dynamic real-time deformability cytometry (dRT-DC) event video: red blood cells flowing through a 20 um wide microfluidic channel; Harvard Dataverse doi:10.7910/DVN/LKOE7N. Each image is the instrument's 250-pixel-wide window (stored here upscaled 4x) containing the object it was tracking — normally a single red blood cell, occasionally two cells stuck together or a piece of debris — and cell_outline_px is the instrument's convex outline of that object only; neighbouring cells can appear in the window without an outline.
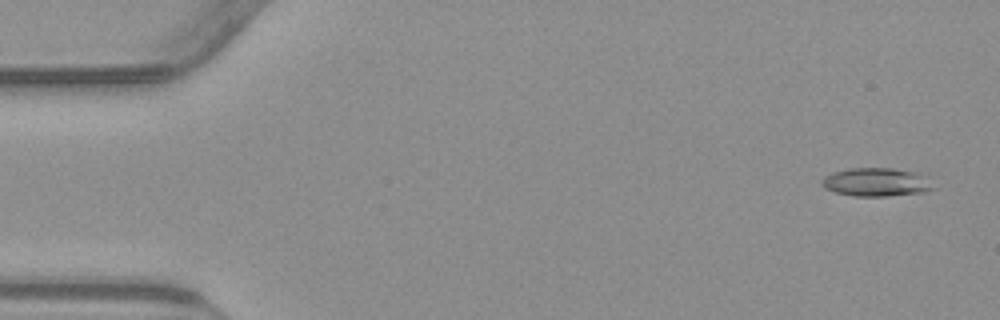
{"species": "common noctule bat (a hibernating species)", "species_latin": "Nyctalus noctula", "temperature_condition": "warm", "stored_images_in_passage": 51, "camera_frame_rate_fps": 3000, "um_per_image_px": 0.085, "animal": {"sex": "male", "body_mass_g": 23.1, "forearm_length_mm": 52.7}, "frame": {"image": 1, "passage_image": 3, "time_ms": 0.667, "image_size_px": [1000, 320], "cell_outline_px": [[936, 188], [924, 192], [888, 196], [856, 196], [836, 192], [824, 188], [820, 184], [820, 180], [824, 176], [832, 172], [848, 168], [892, 168], [920, 172]], "centroid_in_image_um": [74.47, 15.47], "position_along_channel_um": 10.5, "area_um2": 18.67}}
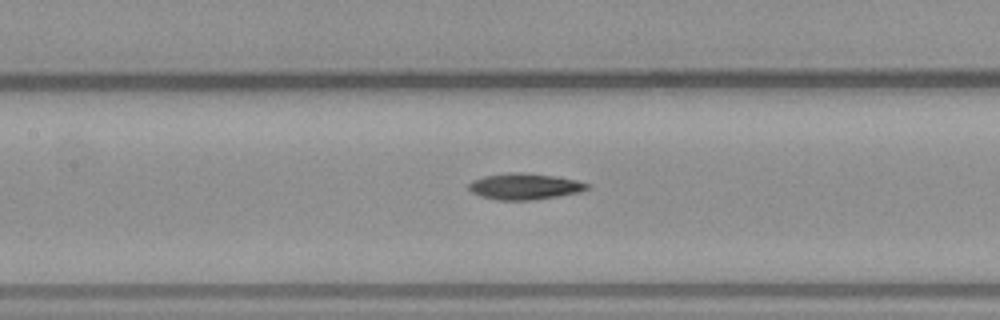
{"frame": {"image": 2, "passage_image": 25, "time_ms": 8.0, "image_size_px": [1000, 320], "cell_outline_px": [[588, 188], [580, 192], [532, 200], [500, 200], [480, 196], [472, 192], [468, 188], [468, 184], [472, 180], [484, 176], [512, 172], [520, 172], [552, 176], [576, 180], [588, 184]], "centroid_in_image_um": [44.54, 15.85], "position_along_channel_um": 162.9, "area_um2": 17.8}}
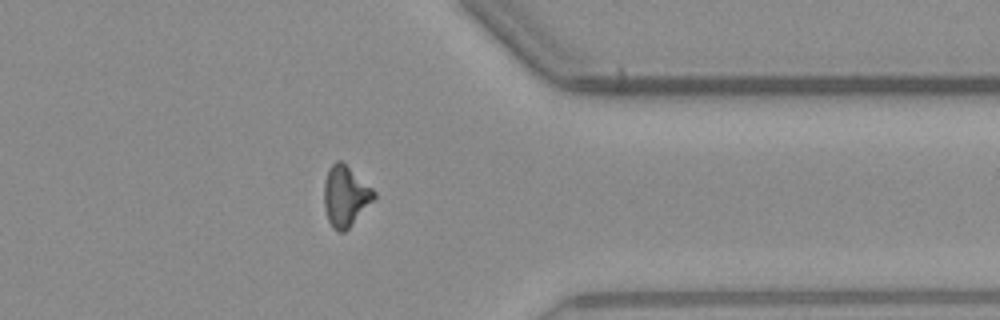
{"frame": {"image": 3, "passage_image": 43, "time_ms": 14.0, "image_size_px": [1000, 320], "cell_outline_px": [[376, 196], [348, 228], [344, 232], [340, 232], [332, 228], [328, 220], [324, 208], [324, 180], [328, 168], [336, 160], [340, 160], [372, 188], [376, 192]], "centroid_in_image_um": [29.32, 16.66], "position_along_channel_um": 382.1, "area_um2": 17.34}}